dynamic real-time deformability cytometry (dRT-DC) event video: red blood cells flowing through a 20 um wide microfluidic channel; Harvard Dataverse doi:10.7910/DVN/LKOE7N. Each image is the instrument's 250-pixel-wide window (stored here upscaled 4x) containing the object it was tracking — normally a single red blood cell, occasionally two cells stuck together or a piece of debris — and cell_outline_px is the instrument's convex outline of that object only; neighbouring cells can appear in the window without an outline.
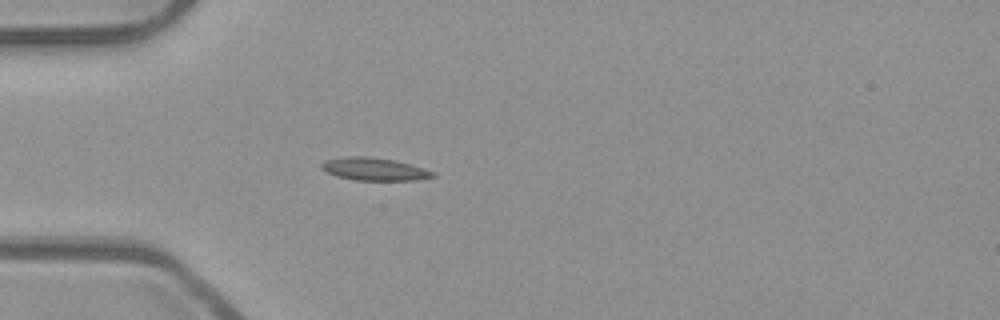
{"species": "common noctule bat (a hibernating species)", "species_latin": "Nyctalus noctula", "temperature_condition": "room temperature", "stored_images_in_passage": 37, "camera_frame_rate_fps": 3000, "um_per_image_px": 0.085, "animal": {"sex": "male", "body_mass_g": 23.1, "forearm_length_mm": 52.7}, "frame": {"image": 1, "passage_image": 1, "time_ms": 0.0, "image_size_px": [1000, 320], "cell_outline_px": [[436, 176], [416, 180], [356, 180], [336, 176], [320, 168], [320, 164], [324, 160], [344, 156], [368, 156], [396, 160], [432, 172]], "centroid_in_image_um": [31.73, 14.36], "position_along_channel_um": 53.3, "area_um2": 14.62}}